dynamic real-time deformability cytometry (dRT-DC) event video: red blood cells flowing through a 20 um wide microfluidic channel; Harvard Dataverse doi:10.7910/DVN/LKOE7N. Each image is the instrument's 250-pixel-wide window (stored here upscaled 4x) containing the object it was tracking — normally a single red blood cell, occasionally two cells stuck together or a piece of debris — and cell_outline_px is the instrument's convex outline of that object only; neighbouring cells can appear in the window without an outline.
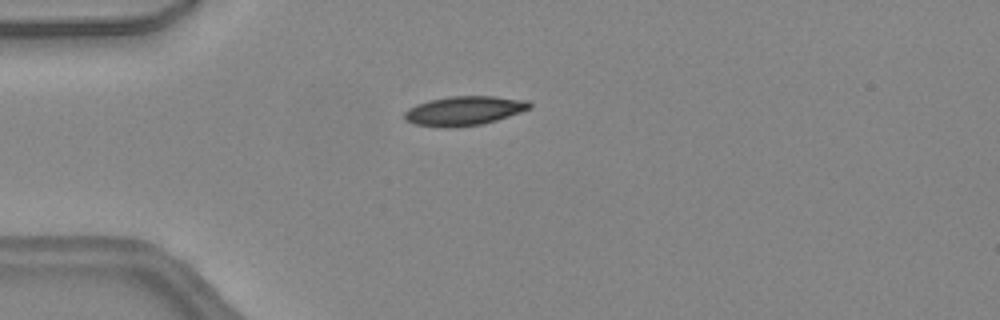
{"species": "common noctule bat (a hibernating species)", "species_latin": "Nyctalus noctula", "temperature_condition": "warm", "stored_images_in_passage": 37, "camera_frame_rate_fps": 3000, "um_per_image_px": 0.085, "animal": {"sex": "female", "body_mass_g": 24.6, "forearm_length_mm": 56.2}, "frame": {"image": 1, "passage_image": 4, "time_ms": 1.0, "image_size_px": [1000, 320], "cell_outline_px": [[532, 108], [484, 124], [456, 128], [440, 128], [412, 124], [404, 120], [404, 112], [408, 108], [416, 104], [428, 100], [452, 96], [492, 96], [528, 100], [532, 104]], "centroid_in_image_um": [39.41, 9.43], "position_along_channel_um": 45.6, "area_um2": 21.73}}
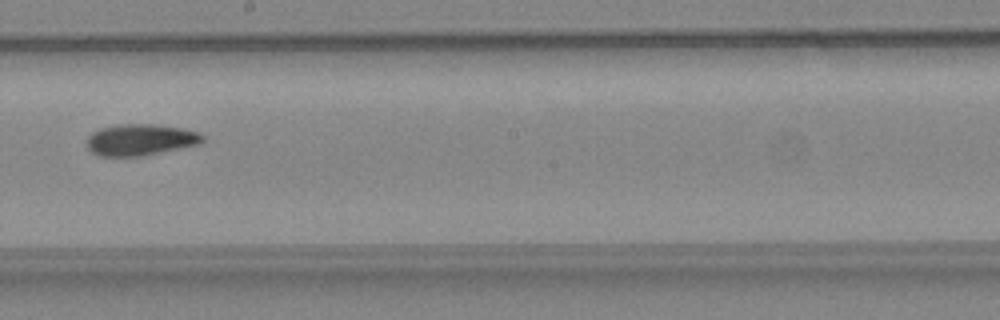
{"frame": {"image": 2, "passage_image": 18, "time_ms": 5.667, "image_size_px": [1000, 320], "cell_outline_px": [[204, 140], [200, 144], [144, 156], [100, 156], [92, 152], [88, 148], [88, 136], [92, 132], [100, 128], [120, 124], [156, 124], [184, 128], [200, 132], [204, 136]], "centroid_in_image_um": [11.98, 11.87], "position_along_channel_um": 236.2, "area_um2": 21.39}}
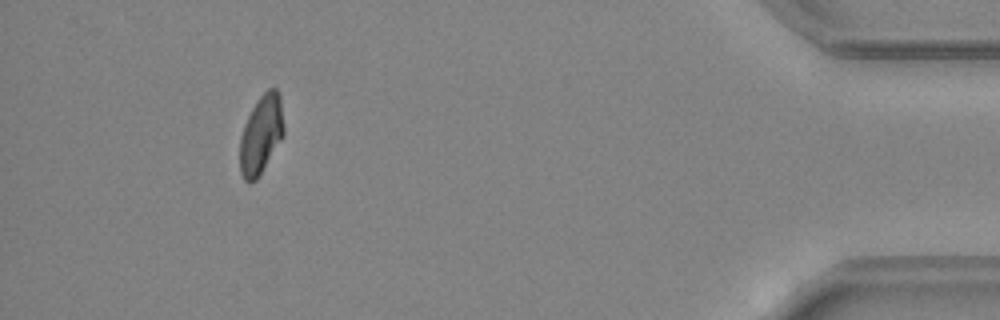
{"frame": {"image": 3, "passage_image": 34, "time_ms": 11.0, "image_size_px": [1000, 320], "cell_outline_px": [[284, 136], [256, 180], [248, 184], [244, 180], [240, 172], [240, 136], [244, 124], [252, 108], [260, 96], [268, 88], [276, 88], [280, 96], [284, 128]], "centroid_in_image_um": [22.19, 11.45], "position_along_channel_um": 413.0, "area_um2": 20.17}, "authors_computed_cell_mechanics": {"area_um2": 20.8658, "velocity_mm_per_s": 4.5132, "shape_relaxation_time_tau1_ms": 7.3698, "shape_relaxation_time_tau2_ms": 4.4523, "deformation_change_tau1": 0.1899, "deformation_change_tau2": 0.0986}}